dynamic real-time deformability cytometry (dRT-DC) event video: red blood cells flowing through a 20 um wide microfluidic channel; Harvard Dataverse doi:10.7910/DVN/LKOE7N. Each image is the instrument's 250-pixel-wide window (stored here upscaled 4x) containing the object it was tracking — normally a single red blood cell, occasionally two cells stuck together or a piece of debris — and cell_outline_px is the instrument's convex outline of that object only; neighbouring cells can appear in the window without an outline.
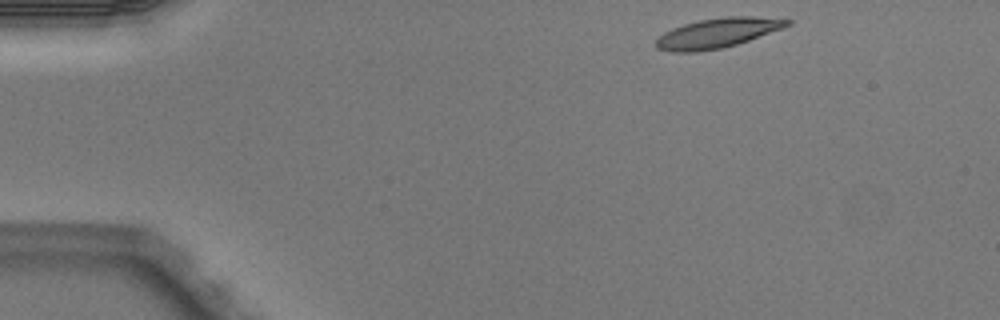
{"species": "Egyptian fruit bat (a non-hibernating species)", "species_latin": "Rousettus aegyptiacus", "temperature_condition": "warm", "stored_images_in_passage": 3, "camera_frame_rate_fps": 3000, "um_per_image_px": 0.085, "animal": {"sex": "male"}, "frame": {"image": 1, "passage_image": 1, "time_ms": 0.0, "image_size_px": [1000, 320], "cell_outline_px": [[792, 24], [748, 40], [736, 44], [720, 48], [696, 52], [672, 52], [656, 48], [652, 44], [656, 36], [672, 28], [684, 24], [700, 20], [728, 16], [752, 16], [792, 20]], "centroid_in_image_um": [60.89, 2.81], "position_along_channel_um": 24.1, "area_um2": 22.66}}
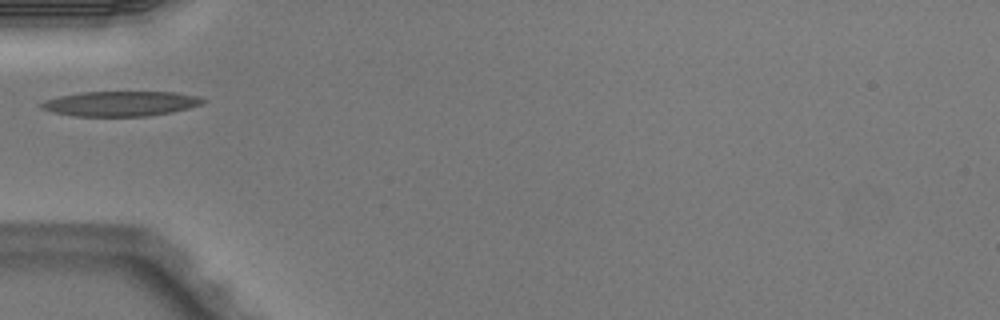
{"frame": {"image": 2, "passage_image": 3, "time_ms": 0.667, "image_size_px": [1000, 320], "cell_outline_px": [[204, 100], [200, 104], [188, 108], [172, 112], [148, 116], [72, 116], [52, 112], [40, 108], [40, 104], [44, 100], [56, 96], [80, 92], [176, 92], [200, 96]], "centroid_in_image_um": [10.19, 8.8], "position_along_channel_um": 74.8, "area_um2": 23.64}}